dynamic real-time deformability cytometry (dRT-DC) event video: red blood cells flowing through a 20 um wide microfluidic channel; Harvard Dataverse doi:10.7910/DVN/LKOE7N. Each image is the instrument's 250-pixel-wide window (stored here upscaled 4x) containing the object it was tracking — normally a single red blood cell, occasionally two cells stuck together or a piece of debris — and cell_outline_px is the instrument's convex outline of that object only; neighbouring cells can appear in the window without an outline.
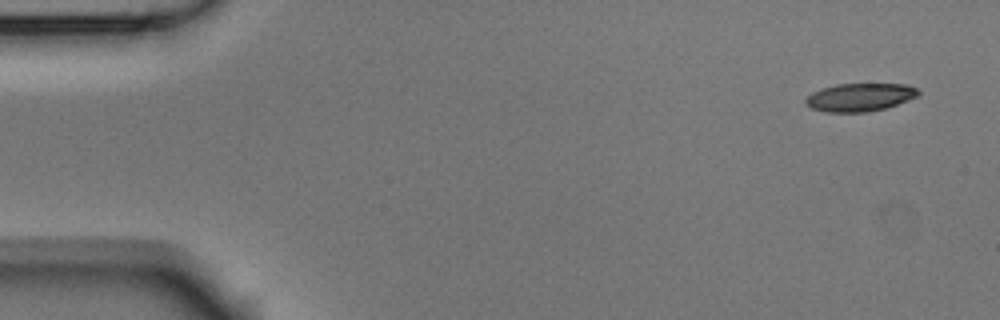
{"species": "Egyptian fruit bat (a non-hibernating species)", "species_latin": "Rousettus aegyptiacus", "temperature_condition": "room temperature", "stored_images_in_passage": 5, "camera_frame_rate_fps": 3000, "um_per_image_px": 0.085, "animal": {"sex": "male"}, "frame": {"image": 1, "passage_image": 1, "time_ms": 0.0, "image_size_px": [1000, 320], "cell_outline_px": [[920, 92], [916, 96], [908, 100], [884, 108], [868, 112], [828, 112], [812, 108], [804, 104], [804, 100], [812, 92], [820, 88], [836, 84], [908, 84], [920, 88]], "centroid_in_image_um": [73.08, 8.25], "position_along_channel_um": 11.9, "area_um2": 18.5}}
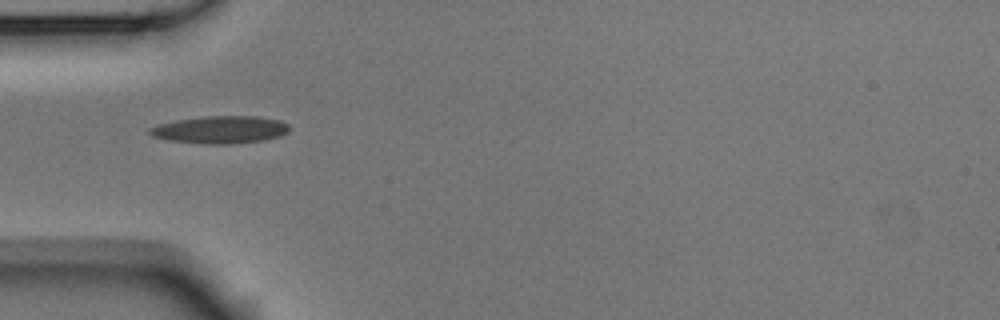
{"frame": {"image": 2, "passage_image": 5, "time_ms": 1.333, "image_size_px": [1000, 320], "cell_outline_px": [[288, 132], [280, 136], [264, 140], [228, 144], [204, 144], [168, 140], [152, 136], [148, 132], [148, 128], [156, 124], [176, 120], [208, 116], [256, 116], [280, 120], [288, 124]], "centroid_in_image_um": [18.69, 11.02], "position_along_channel_um": 66.3, "area_um2": 22.43}}